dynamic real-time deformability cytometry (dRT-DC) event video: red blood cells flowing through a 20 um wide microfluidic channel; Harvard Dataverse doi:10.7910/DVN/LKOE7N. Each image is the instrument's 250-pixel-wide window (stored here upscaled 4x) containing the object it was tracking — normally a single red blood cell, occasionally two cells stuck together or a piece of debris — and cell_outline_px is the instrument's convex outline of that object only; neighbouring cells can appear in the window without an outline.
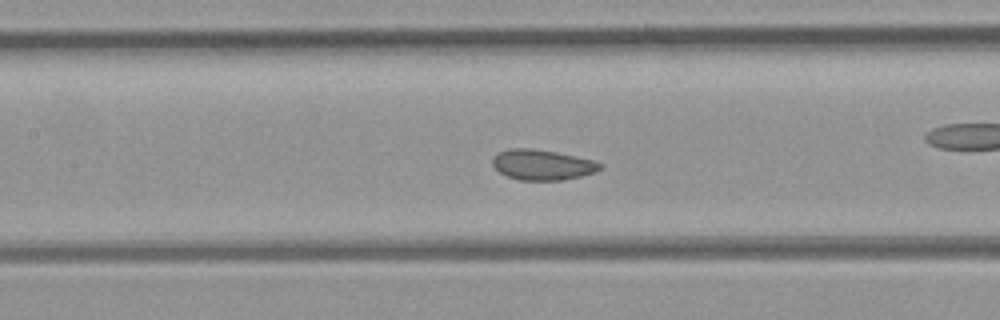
{"species": "common noctule bat (a hibernating species)", "species_latin": "Nyctalus noctula", "temperature_condition": "room temperature", "stored_images_in_passage": 50, "camera_frame_rate_fps": 3000, "um_per_image_px": 0.085, "animal": {"sex": "female", "body_mass_g": 21.9}, "frame": {"image": 1, "passage_image": 22, "time_ms": 7.0, "image_size_px": [1000, 320], "cell_outline_px": [[604, 164], [596, 172], [564, 180], [520, 180], [508, 176], [500, 172], [492, 164], [492, 160], [500, 152], [512, 148], [532, 148], [556, 152], [576, 156], [592, 160]], "centroid_in_image_um": [46.13, 14.01], "position_along_channel_um": 161.3, "area_um2": 18.84}}